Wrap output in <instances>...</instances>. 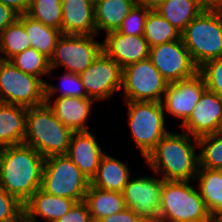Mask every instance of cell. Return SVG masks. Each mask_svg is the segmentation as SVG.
<instances>
[{"label": "cell", "instance_id": "obj_23", "mask_svg": "<svg viewBox=\"0 0 222 222\" xmlns=\"http://www.w3.org/2000/svg\"><path fill=\"white\" fill-rule=\"evenodd\" d=\"M137 0H98L94 3L96 35L117 31ZM101 31V32H100Z\"/></svg>", "mask_w": 222, "mask_h": 222}, {"label": "cell", "instance_id": "obj_13", "mask_svg": "<svg viewBox=\"0 0 222 222\" xmlns=\"http://www.w3.org/2000/svg\"><path fill=\"white\" fill-rule=\"evenodd\" d=\"M149 59L167 83L189 79L198 73L181 38L150 47Z\"/></svg>", "mask_w": 222, "mask_h": 222}, {"label": "cell", "instance_id": "obj_26", "mask_svg": "<svg viewBox=\"0 0 222 222\" xmlns=\"http://www.w3.org/2000/svg\"><path fill=\"white\" fill-rule=\"evenodd\" d=\"M197 188L211 216L222 211V170L199 167Z\"/></svg>", "mask_w": 222, "mask_h": 222}, {"label": "cell", "instance_id": "obj_29", "mask_svg": "<svg viewBox=\"0 0 222 222\" xmlns=\"http://www.w3.org/2000/svg\"><path fill=\"white\" fill-rule=\"evenodd\" d=\"M144 37L149 46L153 47L180 39L181 33L158 12L151 9L145 21Z\"/></svg>", "mask_w": 222, "mask_h": 222}, {"label": "cell", "instance_id": "obj_42", "mask_svg": "<svg viewBox=\"0 0 222 222\" xmlns=\"http://www.w3.org/2000/svg\"><path fill=\"white\" fill-rule=\"evenodd\" d=\"M209 7H222V0H202Z\"/></svg>", "mask_w": 222, "mask_h": 222}, {"label": "cell", "instance_id": "obj_41", "mask_svg": "<svg viewBox=\"0 0 222 222\" xmlns=\"http://www.w3.org/2000/svg\"><path fill=\"white\" fill-rule=\"evenodd\" d=\"M164 1L166 0H137V3L145 5L148 8L154 9Z\"/></svg>", "mask_w": 222, "mask_h": 222}, {"label": "cell", "instance_id": "obj_1", "mask_svg": "<svg viewBox=\"0 0 222 222\" xmlns=\"http://www.w3.org/2000/svg\"><path fill=\"white\" fill-rule=\"evenodd\" d=\"M198 138L169 131L145 158L153 173L165 181H193L199 168Z\"/></svg>", "mask_w": 222, "mask_h": 222}, {"label": "cell", "instance_id": "obj_16", "mask_svg": "<svg viewBox=\"0 0 222 222\" xmlns=\"http://www.w3.org/2000/svg\"><path fill=\"white\" fill-rule=\"evenodd\" d=\"M102 50L122 68L149 58L150 46L144 36L109 32L102 40Z\"/></svg>", "mask_w": 222, "mask_h": 222}, {"label": "cell", "instance_id": "obj_10", "mask_svg": "<svg viewBox=\"0 0 222 222\" xmlns=\"http://www.w3.org/2000/svg\"><path fill=\"white\" fill-rule=\"evenodd\" d=\"M168 83L147 58L122 69L124 101L161 102Z\"/></svg>", "mask_w": 222, "mask_h": 222}, {"label": "cell", "instance_id": "obj_5", "mask_svg": "<svg viewBox=\"0 0 222 222\" xmlns=\"http://www.w3.org/2000/svg\"><path fill=\"white\" fill-rule=\"evenodd\" d=\"M194 181H163L158 222H212ZM196 188V189H195Z\"/></svg>", "mask_w": 222, "mask_h": 222}, {"label": "cell", "instance_id": "obj_35", "mask_svg": "<svg viewBox=\"0 0 222 222\" xmlns=\"http://www.w3.org/2000/svg\"><path fill=\"white\" fill-rule=\"evenodd\" d=\"M203 77L206 89L222 98V57L205 62L198 68Z\"/></svg>", "mask_w": 222, "mask_h": 222}, {"label": "cell", "instance_id": "obj_36", "mask_svg": "<svg viewBox=\"0 0 222 222\" xmlns=\"http://www.w3.org/2000/svg\"><path fill=\"white\" fill-rule=\"evenodd\" d=\"M0 222H23V204L0 187Z\"/></svg>", "mask_w": 222, "mask_h": 222}, {"label": "cell", "instance_id": "obj_8", "mask_svg": "<svg viewBox=\"0 0 222 222\" xmlns=\"http://www.w3.org/2000/svg\"><path fill=\"white\" fill-rule=\"evenodd\" d=\"M0 102L31 108L45 103V83L0 59Z\"/></svg>", "mask_w": 222, "mask_h": 222}, {"label": "cell", "instance_id": "obj_37", "mask_svg": "<svg viewBox=\"0 0 222 222\" xmlns=\"http://www.w3.org/2000/svg\"><path fill=\"white\" fill-rule=\"evenodd\" d=\"M55 222H93L84 201L76 202L72 208Z\"/></svg>", "mask_w": 222, "mask_h": 222}, {"label": "cell", "instance_id": "obj_4", "mask_svg": "<svg viewBox=\"0 0 222 222\" xmlns=\"http://www.w3.org/2000/svg\"><path fill=\"white\" fill-rule=\"evenodd\" d=\"M194 64L222 57V7H207L181 32Z\"/></svg>", "mask_w": 222, "mask_h": 222}, {"label": "cell", "instance_id": "obj_18", "mask_svg": "<svg viewBox=\"0 0 222 222\" xmlns=\"http://www.w3.org/2000/svg\"><path fill=\"white\" fill-rule=\"evenodd\" d=\"M91 131L73 132L66 155L91 180L105 154Z\"/></svg>", "mask_w": 222, "mask_h": 222}, {"label": "cell", "instance_id": "obj_6", "mask_svg": "<svg viewBox=\"0 0 222 222\" xmlns=\"http://www.w3.org/2000/svg\"><path fill=\"white\" fill-rule=\"evenodd\" d=\"M136 148L145 159L157 143L169 132L161 102L123 101Z\"/></svg>", "mask_w": 222, "mask_h": 222}, {"label": "cell", "instance_id": "obj_28", "mask_svg": "<svg viewBox=\"0 0 222 222\" xmlns=\"http://www.w3.org/2000/svg\"><path fill=\"white\" fill-rule=\"evenodd\" d=\"M28 48H30L29 37L23 22L17 18L0 34V59L9 60Z\"/></svg>", "mask_w": 222, "mask_h": 222}, {"label": "cell", "instance_id": "obj_43", "mask_svg": "<svg viewBox=\"0 0 222 222\" xmlns=\"http://www.w3.org/2000/svg\"><path fill=\"white\" fill-rule=\"evenodd\" d=\"M212 222H222V211L212 216Z\"/></svg>", "mask_w": 222, "mask_h": 222}, {"label": "cell", "instance_id": "obj_39", "mask_svg": "<svg viewBox=\"0 0 222 222\" xmlns=\"http://www.w3.org/2000/svg\"><path fill=\"white\" fill-rule=\"evenodd\" d=\"M18 18V14L6 5L0 3V34L5 30L11 23Z\"/></svg>", "mask_w": 222, "mask_h": 222}, {"label": "cell", "instance_id": "obj_32", "mask_svg": "<svg viewBox=\"0 0 222 222\" xmlns=\"http://www.w3.org/2000/svg\"><path fill=\"white\" fill-rule=\"evenodd\" d=\"M8 61L24 73L39 77L44 83L45 79L42 78L44 76L48 77L50 70L49 58L34 48L30 47L18 53Z\"/></svg>", "mask_w": 222, "mask_h": 222}, {"label": "cell", "instance_id": "obj_34", "mask_svg": "<svg viewBox=\"0 0 222 222\" xmlns=\"http://www.w3.org/2000/svg\"><path fill=\"white\" fill-rule=\"evenodd\" d=\"M150 10L151 8L136 3L117 31L130 36H144L145 21Z\"/></svg>", "mask_w": 222, "mask_h": 222}, {"label": "cell", "instance_id": "obj_24", "mask_svg": "<svg viewBox=\"0 0 222 222\" xmlns=\"http://www.w3.org/2000/svg\"><path fill=\"white\" fill-rule=\"evenodd\" d=\"M207 7L202 0H166L154 10L181 33Z\"/></svg>", "mask_w": 222, "mask_h": 222}, {"label": "cell", "instance_id": "obj_25", "mask_svg": "<svg viewBox=\"0 0 222 222\" xmlns=\"http://www.w3.org/2000/svg\"><path fill=\"white\" fill-rule=\"evenodd\" d=\"M91 219H99L123 211L126 208L123 193L96 188L89 184L84 197Z\"/></svg>", "mask_w": 222, "mask_h": 222}, {"label": "cell", "instance_id": "obj_38", "mask_svg": "<svg viewBox=\"0 0 222 222\" xmlns=\"http://www.w3.org/2000/svg\"><path fill=\"white\" fill-rule=\"evenodd\" d=\"M97 222H145L132 209L125 208L123 211L99 219Z\"/></svg>", "mask_w": 222, "mask_h": 222}, {"label": "cell", "instance_id": "obj_17", "mask_svg": "<svg viewBox=\"0 0 222 222\" xmlns=\"http://www.w3.org/2000/svg\"><path fill=\"white\" fill-rule=\"evenodd\" d=\"M54 115L72 132L89 131L87 124L95 100L89 97L45 98Z\"/></svg>", "mask_w": 222, "mask_h": 222}, {"label": "cell", "instance_id": "obj_21", "mask_svg": "<svg viewBox=\"0 0 222 222\" xmlns=\"http://www.w3.org/2000/svg\"><path fill=\"white\" fill-rule=\"evenodd\" d=\"M126 162L106 153L101 157L96 174L90 185L103 190L122 193L131 176V169Z\"/></svg>", "mask_w": 222, "mask_h": 222}, {"label": "cell", "instance_id": "obj_3", "mask_svg": "<svg viewBox=\"0 0 222 222\" xmlns=\"http://www.w3.org/2000/svg\"><path fill=\"white\" fill-rule=\"evenodd\" d=\"M72 133L54 115L47 103L27 108L23 144L33 147L44 158L66 155Z\"/></svg>", "mask_w": 222, "mask_h": 222}, {"label": "cell", "instance_id": "obj_33", "mask_svg": "<svg viewBox=\"0 0 222 222\" xmlns=\"http://www.w3.org/2000/svg\"><path fill=\"white\" fill-rule=\"evenodd\" d=\"M61 86H55L45 81V98H53V95L60 93L57 97H88L79 74L71 72L59 76Z\"/></svg>", "mask_w": 222, "mask_h": 222}, {"label": "cell", "instance_id": "obj_15", "mask_svg": "<svg viewBox=\"0 0 222 222\" xmlns=\"http://www.w3.org/2000/svg\"><path fill=\"white\" fill-rule=\"evenodd\" d=\"M181 128L197 138L222 131V98L205 89Z\"/></svg>", "mask_w": 222, "mask_h": 222}, {"label": "cell", "instance_id": "obj_20", "mask_svg": "<svg viewBox=\"0 0 222 222\" xmlns=\"http://www.w3.org/2000/svg\"><path fill=\"white\" fill-rule=\"evenodd\" d=\"M62 34L96 35L94 3L90 0H62Z\"/></svg>", "mask_w": 222, "mask_h": 222}, {"label": "cell", "instance_id": "obj_22", "mask_svg": "<svg viewBox=\"0 0 222 222\" xmlns=\"http://www.w3.org/2000/svg\"><path fill=\"white\" fill-rule=\"evenodd\" d=\"M26 112L25 107L0 102V148L23 144Z\"/></svg>", "mask_w": 222, "mask_h": 222}, {"label": "cell", "instance_id": "obj_19", "mask_svg": "<svg viewBox=\"0 0 222 222\" xmlns=\"http://www.w3.org/2000/svg\"><path fill=\"white\" fill-rule=\"evenodd\" d=\"M75 203L72 199L48 194L39 188L23 204V222H39V217H42L44 222H55Z\"/></svg>", "mask_w": 222, "mask_h": 222}, {"label": "cell", "instance_id": "obj_7", "mask_svg": "<svg viewBox=\"0 0 222 222\" xmlns=\"http://www.w3.org/2000/svg\"><path fill=\"white\" fill-rule=\"evenodd\" d=\"M90 180L67 155H52L44 160L41 189L48 194L84 201Z\"/></svg>", "mask_w": 222, "mask_h": 222}, {"label": "cell", "instance_id": "obj_9", "mask_svg": "<svg viewBox=\"0 0 222 222\" xmlns=\"http://www.w3.org/2000/svg\"><path fill=\"white\" fill-rule=\"evenodd\" d=\"M95 37L98 36L62 34L49 58L48 76L59 66L74 74L84 72L102 51V41H96Z\"/></svg>", "mask_w": 222, "mask_h": 222}, {"label": "cell", "instance_id": "obj_31", "mask_svg": "<svg viewBox=\"0 0 222 222\" xmlns=\"http://www.w3.org/2000/svg\"><path fill=\"white\" fill-rule=\"evenodd\" d=\"M62 0H30L27 15L62 33Z\"/></svg>", "mask_w": 222, "mask_h": 222}, {"label": "cell", "instance_id": "obj_11", "mask_svg": "<svg viewBox=\"0 0 222 222\" xmlns=\"http://www.w3.org/2000/svg\"><path fill=\"white\" fill-rule=\"evenodd\" d=\"M122 69L102 50L90 66L79 74L87 96L96 102L112 99L121 90Z\"/></svg>", "mask_w": 222, "mask_h": 222}, {"label": "cell", "instance_id": "obj_30", "mask_svg": "<svg viewBox=\"0 0 222 222\" xmlns=\"http://www.w3.org/2000/svg\"><path fill=\"white\" fill-rule=\"evenodd\" d=\"M199 167L222 170V131L198 137Z\"/></svg>", "mask_w": 222, "mask_h": 222}, {"label": "cell", "instance_id": "obj_27", "mask_svg": "<svg viewBox=\"0 0 222 222\" xmlns=\"http://www.w3.org/2000/svg\"><path fill=\"white\" fill-rule=\"evenodd\" d=\"M18 18L24 24L25 31L30 40V47L50 58L53 55L57 40L62 35L61 31L45 26L26 13L18 15Z\"/></svg>", "mask_w": 222, "mask_h": 222}, {"label": "cell", "instance_id": "obj_2", "mask_svg": "<svg viewBox=\"0 0 222 222\" xmlns=\"http://www.w3.org/2000/svg\"><path fill=\"white\" fill-rule=\"evenodd\" d=\"M44 160L25 144L0 148V187L24 204L41 188Z\"/></svg>", "mask_w": 222, "mask_h": 222}, {"label": "cell", "instance_id": "obj_14", "mask_svg": "<svg viewBox=\"0 0 222 222\" xmlns=\"http://www.w3.org/2000/svg\"><path fill=\"white\" fill-rule=\"evenodd\" d=\"M205 89L204 79L199 73L189 79L168 83L161 101L164 111L173 118L180 119L182 125Z\"/></svg>", "mask_w": 222, "mask_h": 222}, {"label": "cell", "instance_id": "obj_12", "mask_svg": "<svg viewBox=\"0 0 222 222\" xmlns=\"http://www.w3.org/2000/svg\"><path fill=\"white\" fill-rule=\"evenodd\" d=\"M154 174L156 177H130L122 192L126 208L132 209L145 222H158L159 218L164 180Z\"/></svg>", "mask_w": 222, "mask_h": 222}, {"label": "cell", "instance_id": "obj_40", "mask_svg": "<svg viewBox=\"0 0 222 222\" xmlns=\"http://www.w3.org/2000/svg\"><path fill=\"white\" fill-rule=\"evenodd\" d=\"M0 3L12 9L18 15L27 13L30 0H0Z\"/></svg>", "mask_w": 222, "mask_h": 222}]
</instances>
